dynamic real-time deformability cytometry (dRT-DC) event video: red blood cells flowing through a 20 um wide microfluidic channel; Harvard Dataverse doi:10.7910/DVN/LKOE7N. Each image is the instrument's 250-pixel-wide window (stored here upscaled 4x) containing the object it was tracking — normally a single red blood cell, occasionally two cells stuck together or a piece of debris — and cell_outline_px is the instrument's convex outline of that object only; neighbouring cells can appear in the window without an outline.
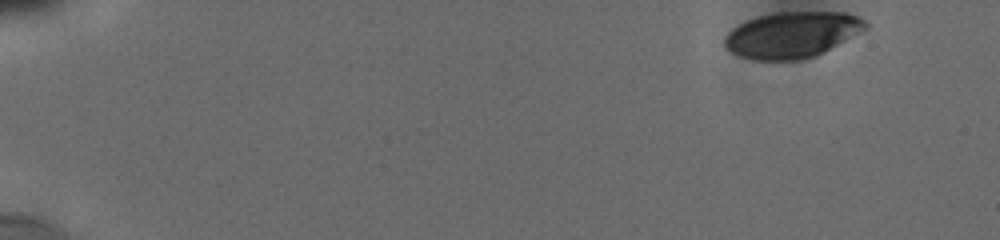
{"species": "human", "species_latin": "Homo sapiens", "temperature_condition": "cold", "stored_images_in_passage": 51, "camera_frame_rate_fps": 3000, "um_per_image_px": 0.085, "donor": {"sex": "male"}, "frame": {"image": 1, "passage_image": 1, "time_ms": 0.0, "image_size_px": [1000, 240], "cell_outline_px": [[868, 28], [824, 52], [816, 56], [800, 60], [752, 60], [740, 56], [732, 52], [724, 44], [724, 36], [732, 28], [748, 20], [760, 16], [780, 12], [844, 12], [856, 16], [864, 20], [868, 24]], "centroid_in_image_um": [67.33, 2.96], "position_along_channel_um": 17.7, "area_um2": 37.63}}
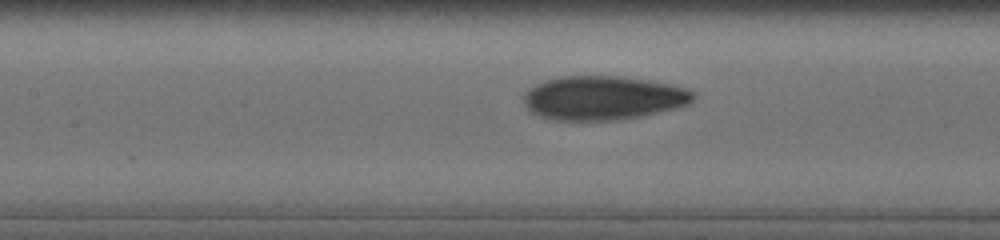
{"frame": {"image": 2, "passage_image": 31, "time_ms": 7.667, "image_size_px": [1000, 240], "cell_outline_px": [[696, 96], [688, 104], [676, 108], [640, 116], [616, 120], [552, 120], [540, 116], [532, 112], [524, 104], [524, 92], [528, 88], [544, 80], [560, 76], [620, 76], [648, 80], [672, 84], [696, 92]], "centroid_in_image_um": [51.25, 8.31], "position_along_channel_um": 156.1, "area_um2": 43.58}}
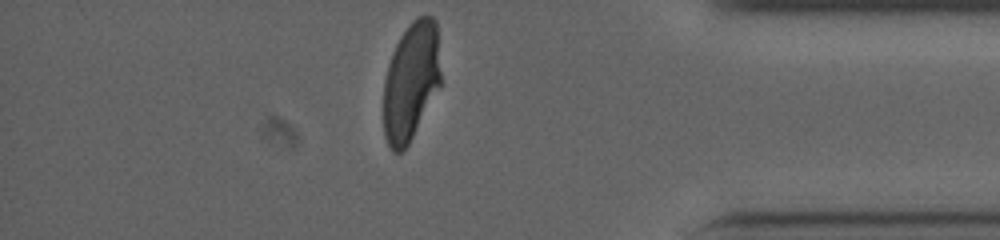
{"frame": {"image": 3, "passage_image": 50, "time_ms": 14.667, "image_size_px": [1000, 240], "cell_outline_px": [[440, 84], [408, 144], [400, 152], [392, 152], [384, 136], [384, 80], [388, 64], [392, 52], [400, 36], [408, 24], [416, 16], [432, 16], [436, 20], [440, 72]], "centroid_in_image_um": [34.91, 6.88], "position_along_channel_um": 400.3, "area_um2": 39.13}, "authors_computed_cell_mechanics": {"area_um2": 42.0206, "velocity_mm_per_s": 3.8127, "shape_relaxation_time_tau1_ms": 5.9437, "shape_relaxation_time_tau2_ms": 1.1365, "deformation_change_tau1": 0.2147, "deformation_change_tau2": 0.0649}}